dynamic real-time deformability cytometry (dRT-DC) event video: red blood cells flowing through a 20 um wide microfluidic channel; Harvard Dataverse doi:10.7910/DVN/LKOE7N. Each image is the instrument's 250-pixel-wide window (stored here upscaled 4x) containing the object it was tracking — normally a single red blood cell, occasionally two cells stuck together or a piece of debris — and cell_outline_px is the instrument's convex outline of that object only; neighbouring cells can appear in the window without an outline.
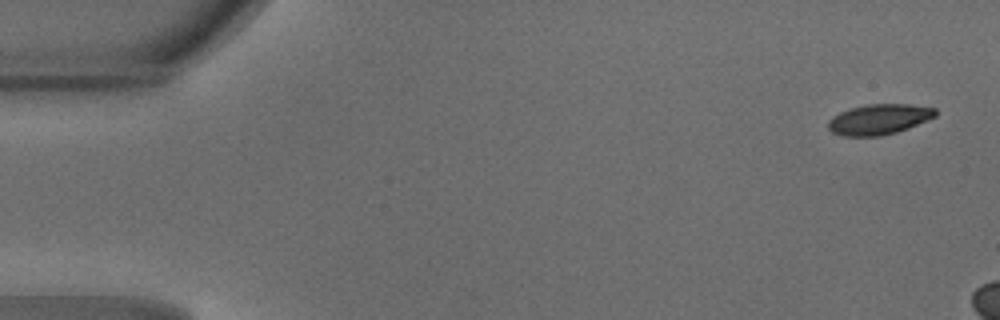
{"species": "common noctule bat (a hibernating species)", "species_latin": "Nyctalus noctula", "temperature_condition": "warm", "stored_images_in_passage": 7, "camera_frame_rate_fps": 3000, "um_per_image_px": 0.085, "animal": {"sex": "male", "body_mass_g": 18.8}, "frame": {"image": 1, "passage_image": 1, "time_ms": 0.0, "image_size_px": [1000, 320], "cell_outline_px": [[936, 116], [928, 120], [908, 128], [896, 132], [880, 136], [844, 136], [832, 132], [828, 128], [828, 120], [832, 116], [840, 112], [852, 108], [868, 104], [908, 104], [936, 108]], "centroid_in_image_um": [74.71, 10.14], "position_along_channel_um": 10.3, "area_um2": 18.96}}